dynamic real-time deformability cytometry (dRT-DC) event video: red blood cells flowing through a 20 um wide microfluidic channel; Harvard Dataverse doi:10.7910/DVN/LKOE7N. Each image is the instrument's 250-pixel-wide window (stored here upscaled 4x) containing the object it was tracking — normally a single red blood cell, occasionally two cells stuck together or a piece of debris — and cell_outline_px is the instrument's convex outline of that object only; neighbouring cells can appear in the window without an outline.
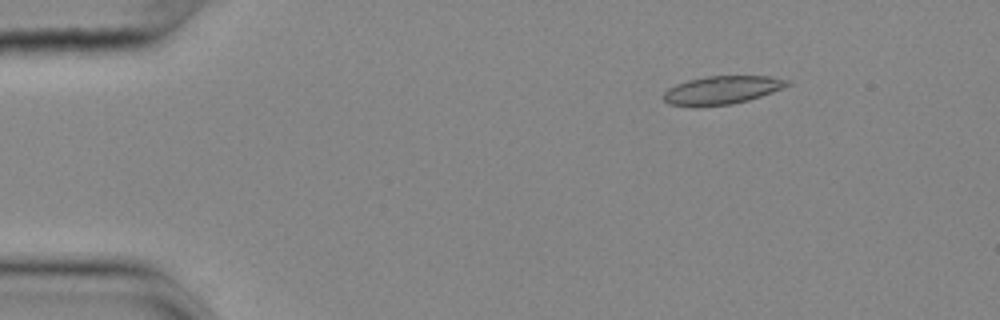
{"species": "common noctule bat (a hibernating species)", "species_latin": "Nyctalus noctula", "temperature_condition": "cold", "stored_images_in_passage": 55, "camera_frame_rate_fps": 3000, "um_per_image_px": 0.085, "animal": {"sex": "female", "body_mass_g": 25.1}, "frame": {"image": 1, "passage_image": 8, "time_ms": 2.333, "image_size_px": [1000, 320], "cell_outline_px": [[792, 84], [772, 92], [748, 100], [732, 104], [696, 108], [668, 104], [664, 100], [664, 92], [668, 88], [676, 84], [688, 80], [708, 76], [768, 76], [792, 80]], "centroid_in_image_um": [61.35, 7.67], "position_along_channel_um": 23.6, "area_um2": 20.69}}
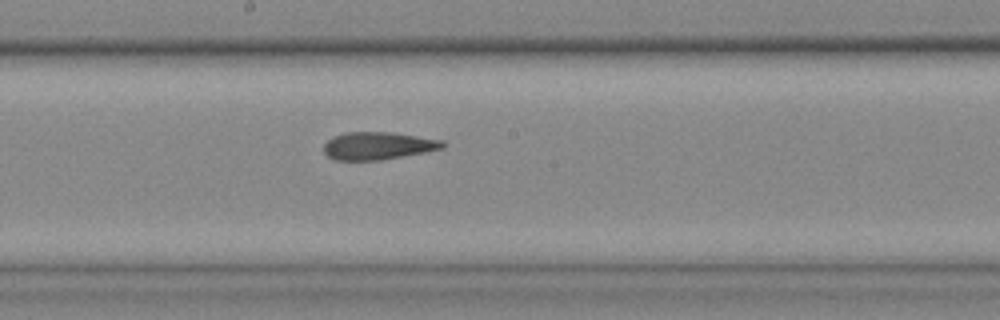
{"frame": {"image": 2, "passage_image": 30, "time_ms": 9.667, "image_size_px": [1000, 320], "cell_outline_px": [[444, 148], [424, 152], [380, 160], [332, 160], [324, 152], [324, 144], [332, 136], [344, 132], [392, 132], [444, 140]], "centroid_in_image_um": [32.1, 12.38], "position_along_channel_um": 216.1, "area_um2": 19.19}}
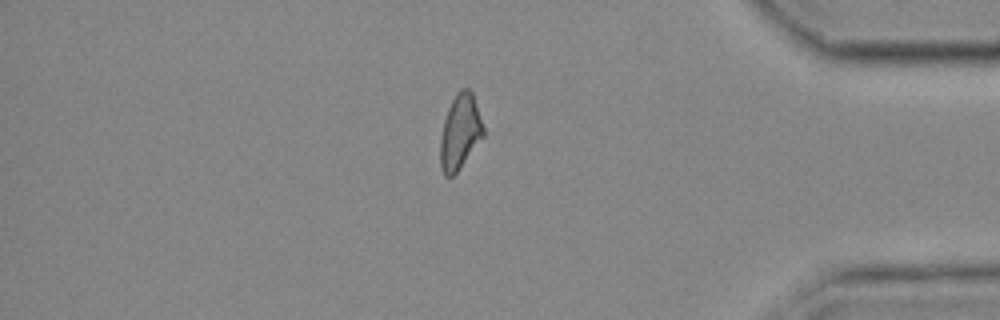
{"frame": {"image": 3, "passage_image": 47, "time_ms": 15.333, "image_size_px": [1000, 320], "cell_outline_px": [[484, 136], [456, 172], [452, 176], [444, 176], [440, 168], [440, 140], [444, 120], [448, 108], [456, 92], [460, 88], [468, 88], [472, 92], [484, 128]], "centroid_in_image_um": [39.09, 11.2], "position_along_channel_um": 396.1, "area_um2": 18.67}, "authors_computed_cell_mechanics": {"area_um2": 19.363, "velocity_mm_per_s": 3.6766, "shape_relaxation_time_tau1_ms": null, "shape_relaxation_time_tau2_ms": 4.9173, "deformation_change_tau1": null, "deformation_change_tau2": 0.126}}